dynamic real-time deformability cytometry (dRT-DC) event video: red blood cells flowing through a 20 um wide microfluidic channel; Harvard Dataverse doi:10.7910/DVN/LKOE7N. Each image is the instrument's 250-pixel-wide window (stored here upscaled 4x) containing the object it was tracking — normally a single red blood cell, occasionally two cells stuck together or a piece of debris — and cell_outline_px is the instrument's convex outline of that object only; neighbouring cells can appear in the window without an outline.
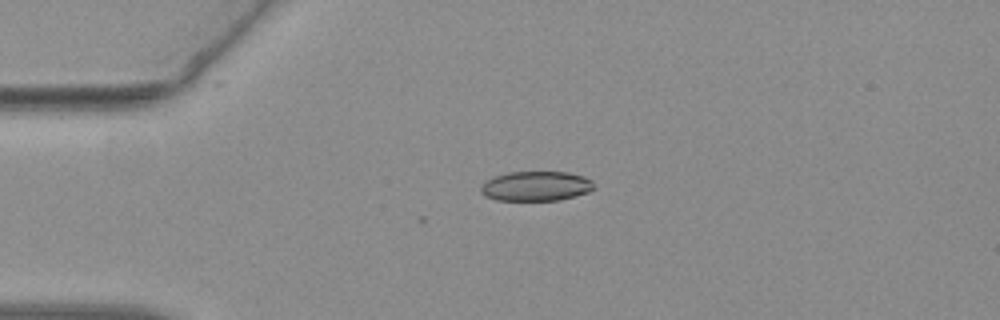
{"species": "common noctule bat (a hibernating species)", "species_latin": "Nyctalus noctula", "temperature_condition": "warm", "stored_images_in_passage": 4, "camera_frame_rate_fps": 3000, "um_per_image_px": 0.085, "animal": {"sex": "female", "body_mass_g": 19.3, "forearm_length_mm": 54.1}, "frame": {"image": 1, "passage_image": 1, "time_ms": 0.0, "image_size_px": [1000, 320], "cell_outline_px": [[596, 188], [588, 192], [576, 196], [560, 200], [496, 200], [484, 196], [480, 192], [480, 188], [484, 180], [508, 172], [568, 172], [584, 176], [592, 180]], "centroid_in_image_um": [45.56, 15.82], "position_along_channel_um": 39.4, "area_um2": 19.83}}